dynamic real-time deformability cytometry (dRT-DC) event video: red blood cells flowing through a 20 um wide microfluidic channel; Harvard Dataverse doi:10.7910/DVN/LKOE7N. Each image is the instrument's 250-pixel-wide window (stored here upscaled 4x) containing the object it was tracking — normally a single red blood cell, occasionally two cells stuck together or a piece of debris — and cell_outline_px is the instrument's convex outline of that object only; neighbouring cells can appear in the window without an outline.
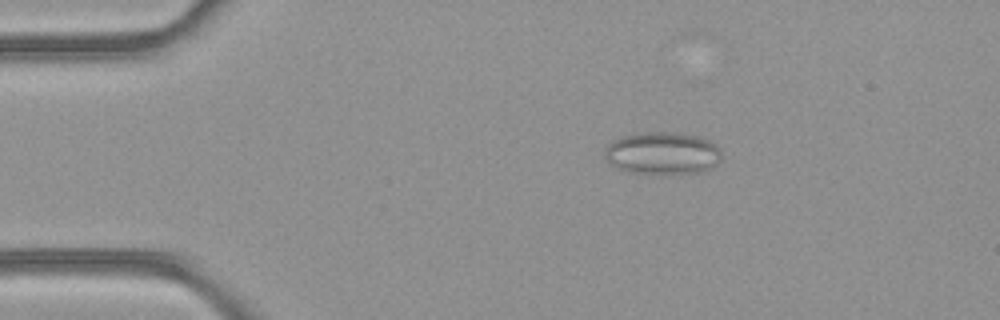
{"species": "common noctule bat (a hibernating species)", "species_latin": "Nyctalus noctula", "temperature_condition": "room temperature", "stored_images_in_passage": 6, "camera_frame_rate_fps": 3000, "um_per_image_px": 0.085, "animal": {"sex": "female", "body_mass_g": 21.9}, "frame": {"image": 1, "passage_image": 3, "time_ms": 0.667, "image_size_px": [1000, 320], "cell_outline_px": [[720, 160], [712, 168], [700, 172], [628, 172], [616, 168], [604, 160], [604, 148], [612, 140], [624, 136], [644, 132], [668, 132], [696, 136], [708, 140], [716, 144], [720, 148]], "centroid_in_image_um": [56.26, 13.01], "position_along_channel_um": 28.7, "area_um2": 28.61}}